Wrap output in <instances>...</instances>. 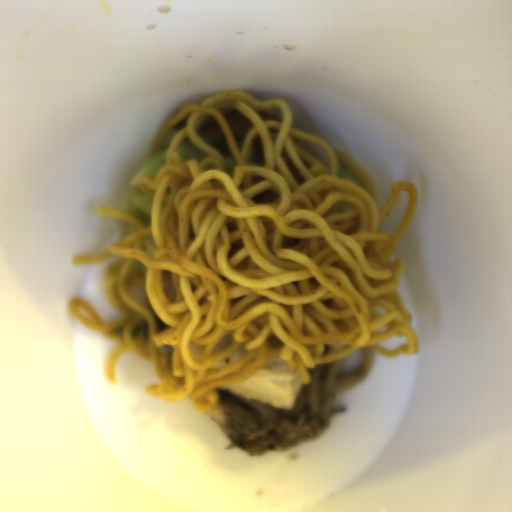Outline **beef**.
<instances>
[{"label": "beef", "mask_w": 512, "mask_h": 512, "mask_svg": "<svg viewBox=\"0 0 512 512\" xmlns=\"http://www.w3.org/2000/svg\"><path fill=\"white\" fill-rule=\"evenodd\" d=\"M222 117L226 122L238 149H241L247 133L254 126L253 123L241 112L236 110L227 111Z\"/></svg>", "instance_id": "beef-2"}, {"label": "beef", "mask_w": 512, "mask_h": 512, "mask_svg": "<svg viewBox=\"0 0 512 512\" xmlns=\"http://www.w3.org/2000/svg\"><path fill=\"white\" fill-rule=\"evenodd\" d=\"M197 135L223 157L231 156L227 138L217 120L206 121L196 129Z\"/></svg>", "instance_id": "beef-1"}, {"label": "beef", "mask_w": 512, "mask_h": 512, "mask_svg": "<svg viewBox=\"0 0 512 512\" xmlns=\"http://www.w3.org/2000/svg\"><path fill=\"white\" fill-rule=\"evenodd\" d=\"M262 121H281L280 117L274 113L263 110H256Z\"/></svg>", "instance_id": "beef-6"}, {"label": "beef", "mask_w": 512, "mask_h": 512, "mask_svg": "<svg viewBox=\"0 0 512 512\" xmlns=\"http://www.w3.org/2000/svg\"><path fill=\"white\" fill-rule=\"evenodd\" d=\"M294 140L306 153H308L309 155H311L318 161L326 164V161H325L322 153L314 144H310V143H307V142H304V141H301V140H298L295 138H294Z\"/></svg>", "instance_id": "beef-5"}, {"label": "beef", "mask_w": 512, "mask_h": 512, "mask_svg": "<svg viewBox=\"0 0 512 512\" xmlns=\"http://www.w3.org/2000/svg\"><path fill=\"white\" fill-rule=\"evenodd\" d=\"M192 111L189 112L187 115H185L178 123H176L172 129H174L175 131H179L180 129H182L183 127H185L186 125V122L189 118V116L191 115Z\"/></svg>", "instance_id": "beef-7"}, {"label": "beef", "mask_w": 512, "mask_h": 512, "mask_svg": "<svg viewBox=\"0 0 512 512\" xmlns=\"http://www.w3.org/2000/svg\"><path fill=\"white\" fill-rule=\"evenodd\" d=\"M279 197L280 196H279L278 192H275V191L270 190V189H265V190L257 193L256 195H254L250 199L254 203L263 204V203H270L272 201H275Z\"/></svg>", "instance_id": "beef-4"}, {"label": "beef", "mask_w": 512, "mask_h": 512, "mask_svg": "<svg viewBox=\"0 0 512 512\" xmlns=\"http://www.w3.org/2000/svg\"><path fill=\"white\" fill-rule=\"evenodd\" d=\"M248 164L256 167H263L265 164L262 141L258 134L251 142Z\"/></svg>", "instance_id": "beef-3"}]
</instances>
